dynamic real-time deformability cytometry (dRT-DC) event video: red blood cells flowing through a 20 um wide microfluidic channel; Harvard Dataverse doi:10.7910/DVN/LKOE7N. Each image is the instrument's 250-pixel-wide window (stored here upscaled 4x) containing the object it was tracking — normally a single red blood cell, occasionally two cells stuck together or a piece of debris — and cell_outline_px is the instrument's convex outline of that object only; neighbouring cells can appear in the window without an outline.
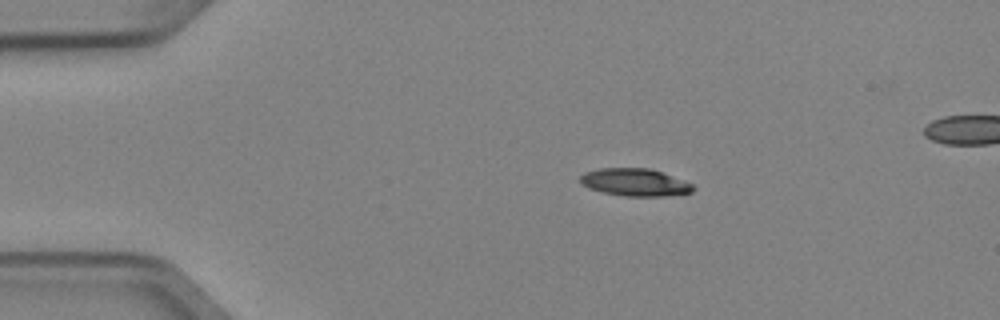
{"species": "Egyptian fruit bat (a non-hibernating species)", "species_latin": "Rousettus aegyptiacus", "temperature_condition": "cold", "stored_images_in_passage": 6, "camera_frame_rate_fps": 3000, "um_per_image_px": 0.085, "animal": {"sex": "female"}, "frame": {"image": 1, "passage_image": 1, "time_ms": 0.0, "image_size_px": [1000, 320], "cell_outline_px": [[696, 188], [692, 192], [660, 196], [628, 196], [604, 192], [588, 188], [580, 184], [580, 176], [584, 172], [596, 168], [648, 168], [660, 172], [692, 184]], "centroid_in_image_um": [53.9, 15.49], "position_along_channel_um": 31.1, "area_um2": 17.86}}
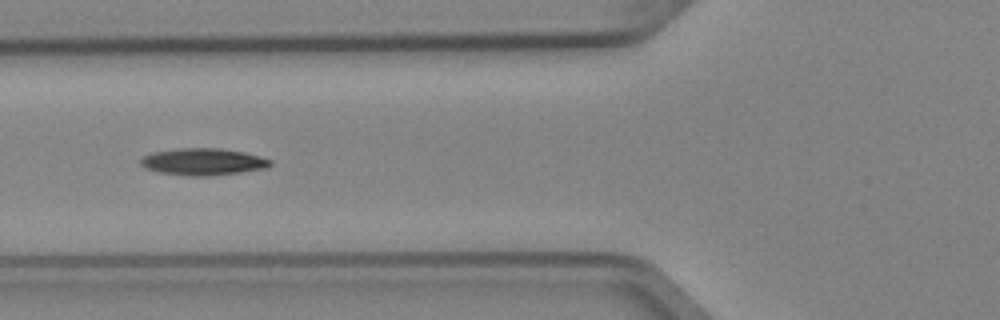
{"frame": {"image": 2, "passage_image": 3, "time_ms": 0.667, "image_size_px": [1000, 320], "cell_outline_px": [[272, 164], [268, 168], [240, 172], [208, 176], [188, 176], [156, 172], [144, 168], [140, 164], [140, 160], [144, 156], [152, 152], [180, 148], [220, 148], [244, 152], [272, 160]], "centroid_in_image_um": [17.24, 13.75], "position_along_channel_um": 108.6, "area_um2": 20.46}}
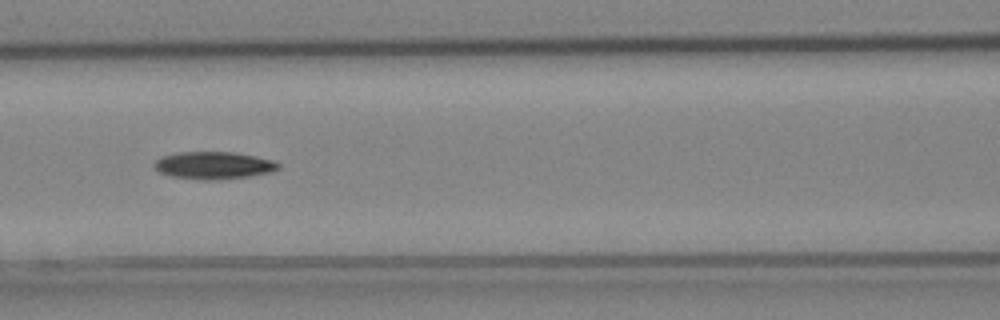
{"frame": {"image": 3, "passage_image": 4, "time_ms": 1.0, "image_size_px": [1000, 320], "cell_outline_px": [[280, 168], [272, 172], [248, 176], [216, 180], [204, 180], [172, 176], [160, 172], [152, 164], [160, 156], [180, 152], [232, 152], [256, 156], [272, 160], [280, 164]], "centroid_in_image_um": [18.16, 14.05], "position_along_channel_um": 148.4, "area_um2": 19.77}}